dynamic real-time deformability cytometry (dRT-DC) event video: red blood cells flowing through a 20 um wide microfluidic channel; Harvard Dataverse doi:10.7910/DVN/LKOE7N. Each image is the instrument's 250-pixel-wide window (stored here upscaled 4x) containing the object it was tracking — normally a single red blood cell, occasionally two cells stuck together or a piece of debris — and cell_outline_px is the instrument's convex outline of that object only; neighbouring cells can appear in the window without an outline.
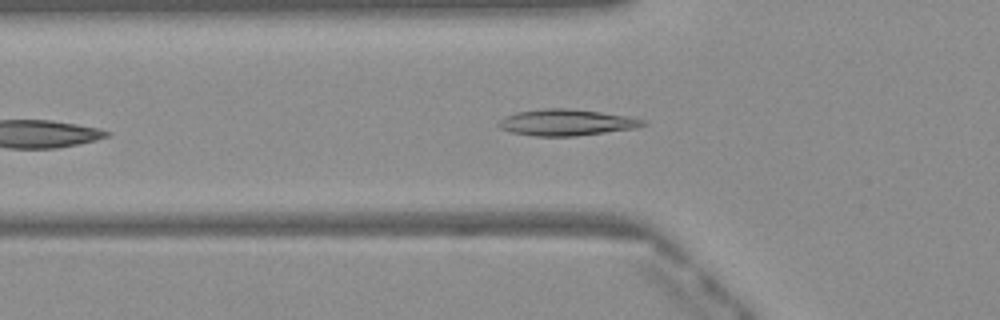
{"species": "Egyptian fruit bat (a non-hibernating species)", "species_latin": "Rousettus aegyptiacus", "temperature_condition": "warm", "stored_images_in_passage": 34, "camera_frame_rate_fps": 3000, "um_per_image_px": 0.085, "frame": {"image": 1, "passage_image": 4, "time_ms": 1.0, "image_size_px": [1000, 320], "cell_outline_px": [[648, 124], [636, 128], [576, 136], [536, 136], [512, 132], [500, 128], [496, 124], [504, 116], [516, 112], [544, 108], [568, 108], [600, 112], [628, 116], [644, 120]], "centroid_in_image_um": [48.13, 10.4], "position_along_channel_um": 77.7, "area_um2": 22.14}}
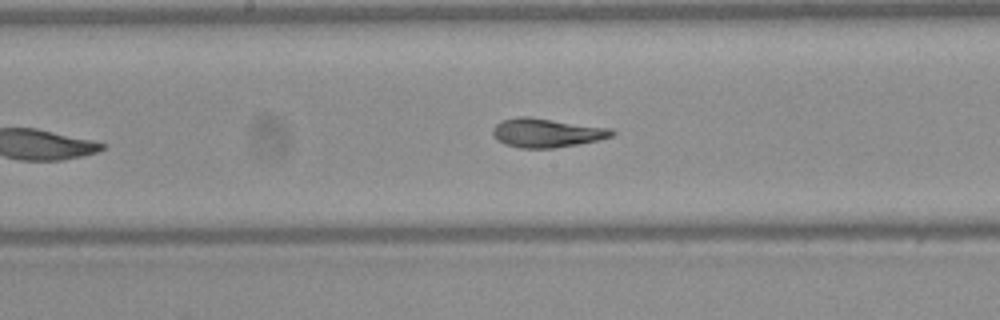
{"frame": {"image": 2, "passage_image": 13, "time_ms": 4.0, "image_size_px": [1000, 320], "cell_outline_px": [[616, 132], [612, 136], [600, 140], [552, 148], [520, 148], [504, 144], [496, 140], [492, 136], [492, 128], [496, 124], [504, 120], [516, 116], [528, 116], [612, 128]], "centroid_in_image_um": [46.44, 11.28], "position_along_channel_um": 201.8, "area_um2": 20.29}}
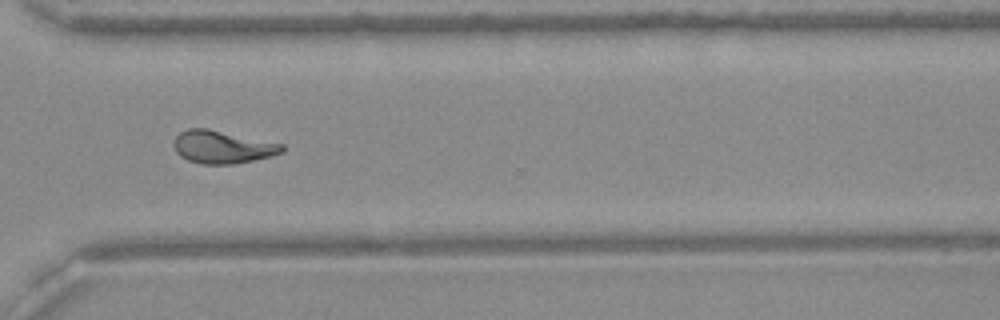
{"frame": {"image": 3, "passage_image": 24, "time_ms": 7.667, "image_size_px": [1000, 320], "cell_outline_px": [[284, 152], [272, 156], [232, 164], [200, 164], [188, 160], [180, 156], [176, 152], [172, 144], [176, 136], [180, 132], [188, 128], [208, 128], [284, 144]], "centroid_in_image_um": [18.89, 12.49], "position_along_channel_um": 351.7, "area_um2": 20.81}, "authors_computed_cell_mechanics": {"area_um2": 20.3167, "velocity_mm_per_s": 4.0975, "shape_relaxation_time_tau1_ms": 6.4199, "shape_relaxation_time_tau2_ms": 0.9678, "deformation_change_tau1": 0.2127, "deformation_change_tau2": 0.0649}}